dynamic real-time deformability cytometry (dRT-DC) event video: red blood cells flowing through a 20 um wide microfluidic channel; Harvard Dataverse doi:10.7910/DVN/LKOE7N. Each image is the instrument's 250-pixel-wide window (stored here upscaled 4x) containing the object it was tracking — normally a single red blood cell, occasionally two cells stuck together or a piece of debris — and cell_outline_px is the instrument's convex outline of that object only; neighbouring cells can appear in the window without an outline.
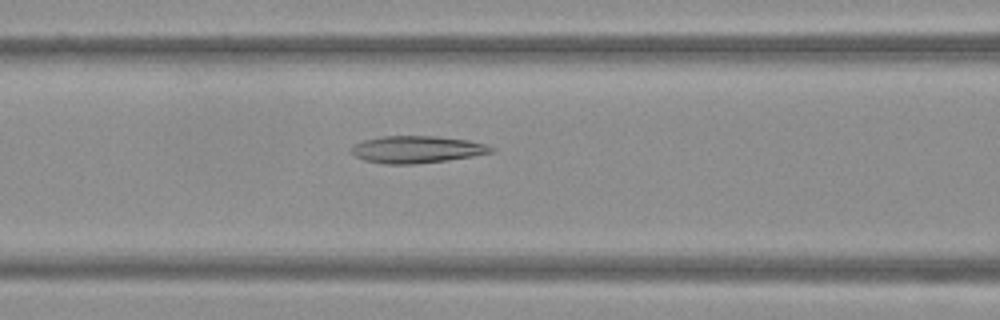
{"species": "Egyptian fruit bat (a non-hibernating species)", "species_latin": "Rousettus aegyptiacus", "temperature_condition": "warm", "stored_images_in_passage": 50, "camera_frame_rate_fps": 3000, "um_per_image_px": 0.085, "frame": {"image": 1, "passage_image": 21, "time_ms": 6.667, "image_size_px": [1000, 320], "cell_outline_px": [[496, 152], [448, 160], [412, 164], [384, 164], [364, 160], [356, 156], [348, 148], [364, 140], [380, 136], [436, 136], [468, 140], [488, 144], [496, 148]], "centroid_in_image_um": [35.47, 12.7], "position_along_channel_um": 131.1, "area_um2": 22.25}}
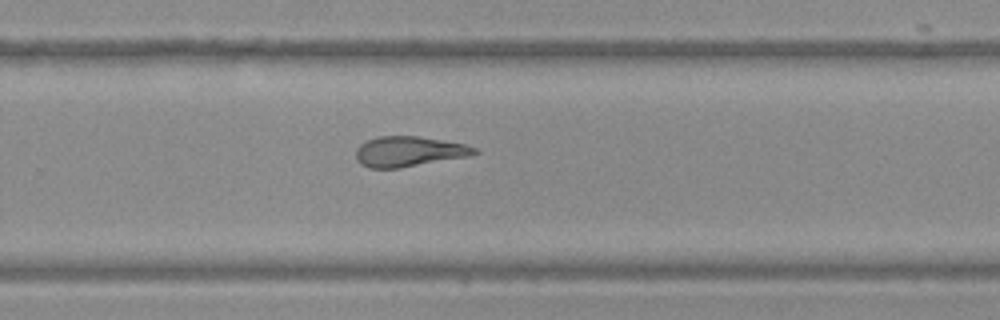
{"frame": {"image": 2, "passage_image": 33, "time_ms": 10.667, "image_size_px": [1000, 320], "cell_outline_px": [[480, 152], [468, 156], [400, 168], [368, 168], [360, 164], [356, 160], [356, 148], [360, 144], [368, 140], [380, 136], [420, 136], [464, 144], [476, 148]], "centroid_in_image_um": [34.73, 12.88], "position_along_channel_um": 295.1, "area_um2": 20.87}}
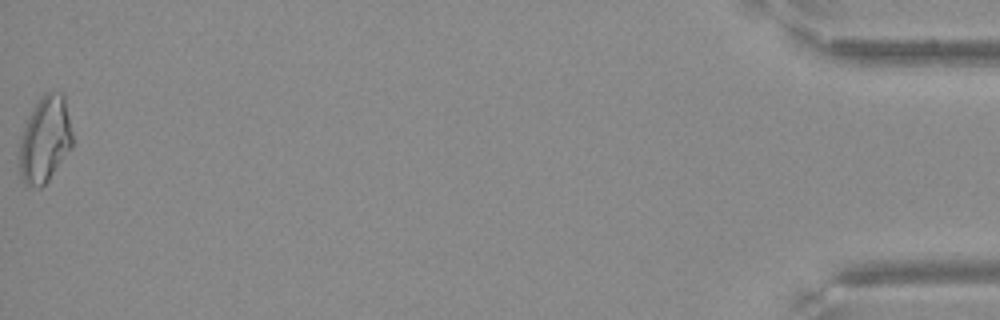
{"frame": {"image": 3, "passage_image": 50, "time_ms": 16.333, "image_size_px": [1000, 320], "cell_outline_px": [[72, 148], [48, 180], [40, 188], [36, 188], [24, 184], [20, 176], [20, 144], [24, 120], [40, 96], [44, 92], [64, 92], [72, 132]], "centroid_in_image_um": [3.82, 11.82], "position_along_channel_um": 431.4, "area_um2": 27.05}}